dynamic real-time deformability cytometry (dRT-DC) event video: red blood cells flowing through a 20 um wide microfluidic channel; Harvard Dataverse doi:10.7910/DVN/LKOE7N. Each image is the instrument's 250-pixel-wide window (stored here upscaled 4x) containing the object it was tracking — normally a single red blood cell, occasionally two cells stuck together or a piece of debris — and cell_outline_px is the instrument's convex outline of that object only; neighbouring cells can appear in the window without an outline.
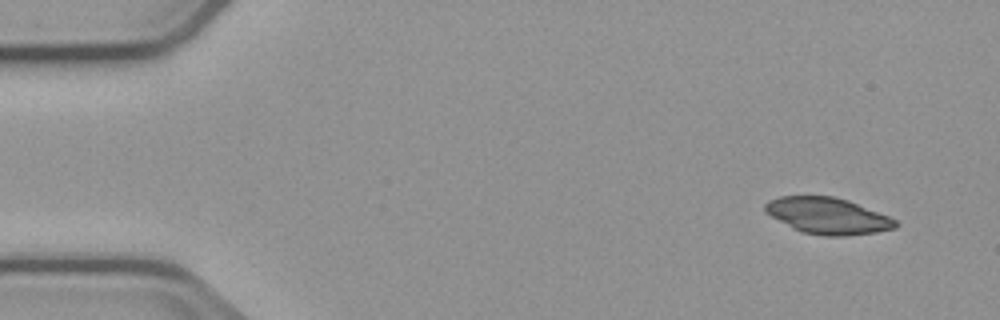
{"species": "common noctule bat (a hibernating species)", "species_latin": "Nyctalus noctula", "temperature_condition": "cold", "stored_images_in_passage": 4, "camera_frame_rate_fps": 3000, "um_per_image_px": 0.085, "animal": {"sex": "male", "body_mass_g": 23.1, "forearm_length_mm": 52.7}, "frame": {"image": 1, "passage_image": 4, "time_ms": 3.667, "image_size_px": [1000, 320], "cell_outline_px": [[900, 224], [896, 228], [876, 232], [844, 236], [824, 236], [804, 232], [792, 228], [764, 212], [764, 204], [768, 200], [780, 196], [832, 196], [848, 200], [888, 216], [896, 220]], "centroid_in_image_um": [70.34, 18.34], "position_along_channel_um": 14.7, "area_um2": 27.57}}